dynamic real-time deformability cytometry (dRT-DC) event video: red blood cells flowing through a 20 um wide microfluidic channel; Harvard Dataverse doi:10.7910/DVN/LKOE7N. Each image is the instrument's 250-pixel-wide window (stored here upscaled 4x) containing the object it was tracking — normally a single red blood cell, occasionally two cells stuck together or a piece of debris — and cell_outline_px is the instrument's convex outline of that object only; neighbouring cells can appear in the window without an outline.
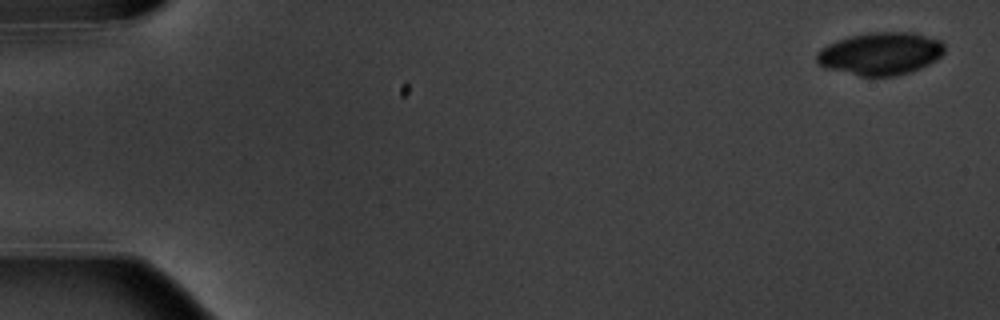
{"species": "common noctule bat (a hibernating species)", "species_latin": "Nyctalus noctula", "temperature_condition": "warm", "stored_images_in_passage": 6, "camera_frame_rate_fps": 3000, "um_per_image_px": 0.085, "animal": {"sex": "male", "body_mass_g": 20.1, "forearm_length_mm": 53.5}, "frame": {"image": 1, "passage_image": 1, "time_ms": 0.0, "image_size_px": [1000, 320], "cell_outline_px": [[944, 52], [936, 60], [920, 68], [896, 76], [860, 76], [824, 68], [816, 60], [816, 52], [820, 48], [836, 40], [848, 36], [868, 32], [912, 32], [940, 40], [944, 44]], "centroid_in_image_um": [74.81, 4.55], "position_along_channel_um": 10.2, "area_um2": 31.91}}